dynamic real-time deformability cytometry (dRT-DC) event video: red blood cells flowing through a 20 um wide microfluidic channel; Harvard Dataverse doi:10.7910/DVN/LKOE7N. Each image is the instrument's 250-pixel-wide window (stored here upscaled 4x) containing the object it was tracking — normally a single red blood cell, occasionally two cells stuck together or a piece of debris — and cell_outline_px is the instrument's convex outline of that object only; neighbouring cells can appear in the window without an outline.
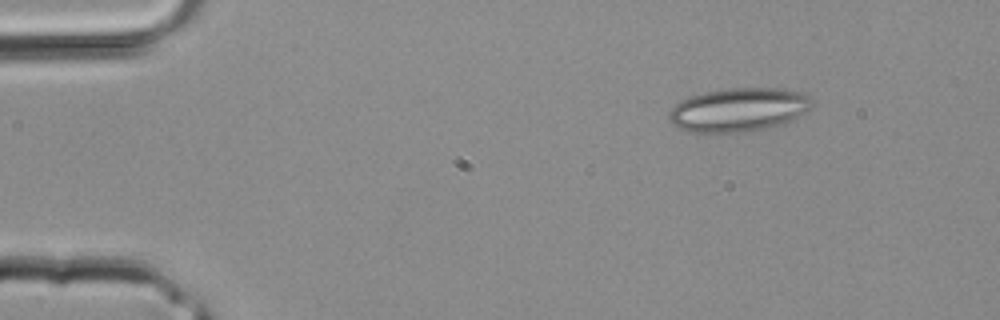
{"species": "common noctule bat (a hibernating species)", "species_latin": "Nyctalus noctula", "temperature_condition": "room temperature", "stored_images_in_passage": 2, "camera_frame_rate_fps": 3000, "um_per_image_px": 0.085, "animal": {"sex": "male", "body_mass_g": 20.4}, "frame": {"image": 1, "passage_image": 1, "time_ms": 0.0, "image_size_px": [1000, 320], "cell_outline_px": [[816, 104], [812, 108], [792, 120], [760, 132], [688, 132], [676, 128], [668, 116], [668, 112], [680, 100], [704, 92], [728, 88], [776, 88], [804, 92]], "centroid_in_image_um": [62.82, 9.34], "position_along_channel_um": 22.2, "area_um2": 36.99}}